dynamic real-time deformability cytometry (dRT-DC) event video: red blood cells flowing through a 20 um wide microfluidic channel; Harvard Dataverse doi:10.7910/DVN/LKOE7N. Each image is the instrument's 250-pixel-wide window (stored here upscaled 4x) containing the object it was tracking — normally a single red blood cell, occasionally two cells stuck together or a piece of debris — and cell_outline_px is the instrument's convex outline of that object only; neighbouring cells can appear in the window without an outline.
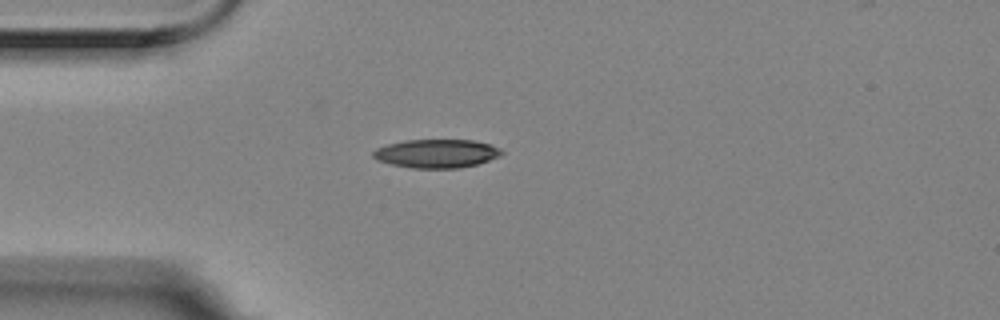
{"species": "Egyptian fruit bat (a non-hibernating species)", "species_latin": "Rousettus aegyptiacus", "temperature_condition": "room temperature", "stored_images_in_passage": 1, "camera_frame_rate_fps": 3000, "um_per_image_px": 0.085, "animal": {"sex": "female"}, "frame": {"image": 1, "passage_image": 1, "time_ms": 0.0, "image_size_px": [1000, 320], "cell_outline_px": [[504, 152], [500, 156], [476, 164], [460, 168], [412, 168], [392, 164], [376, 160], [372, 156], [372, 152], [376, 148], [388, 144], [404, 140], [472, 140], [488, 144], [500, 148]], "centroid_in_image_um": [37.08, 13.05], "position_along_channel_um": 47.9, "area_um2": 21.33}}